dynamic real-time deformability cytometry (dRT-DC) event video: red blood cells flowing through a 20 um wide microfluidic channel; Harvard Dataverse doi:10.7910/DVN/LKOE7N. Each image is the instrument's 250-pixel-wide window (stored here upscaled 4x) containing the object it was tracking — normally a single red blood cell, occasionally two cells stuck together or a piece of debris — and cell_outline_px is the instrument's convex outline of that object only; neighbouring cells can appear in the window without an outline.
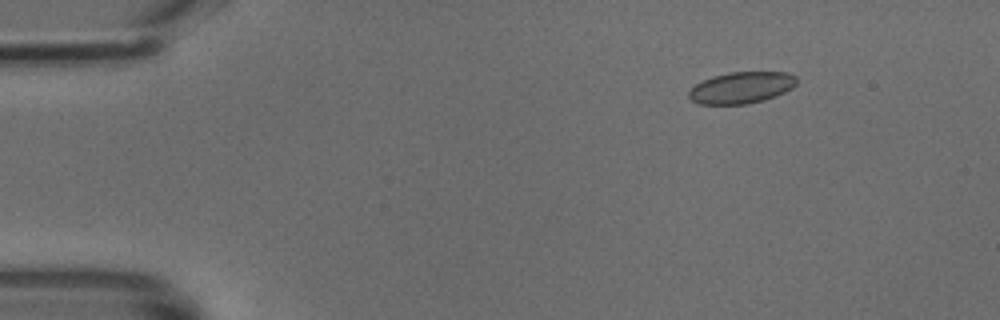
{"species": "common noctule bat (a hibernating species)", "species_latin": "Nyctalus noctula", "temperature_condition": "cold", "stored_images_in_passage": 41, "camera_frame_rate_fps": 3000, "um_per_image_px": 0.085, "animal": {"sex": "male", "body_mass_g": 18.8}, "frame": {"image": 1, "passage_image": 1, "time_ms": 0.0, "image_size_px": [1000, 320], "cell_outline_px": [[796, 84], [792, 88], [776, 96], [764, 100], [748, 104], [700, 104], [692, 100], [688, 96], [688, 92], [696, 84], [712, 76], [728, 72], [788, 72], [796, 76]], "centroid_in_image_um": [63.04, 7.45], "position_along_channel_um": 22.0, "area_um2": 19.83}}
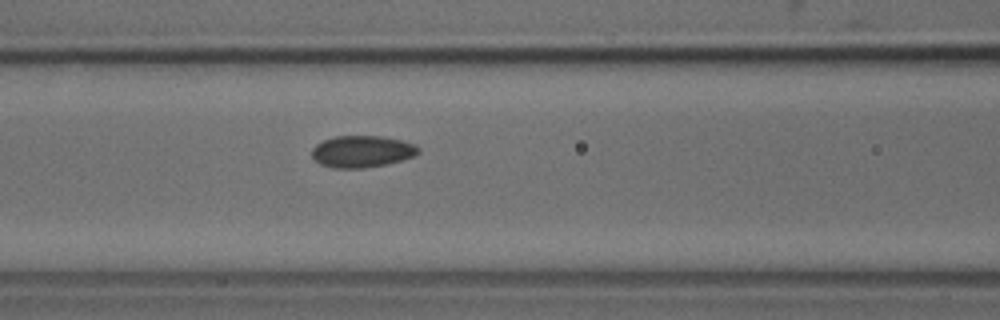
{"frame": {"image": 2, "passage_image": 15, "time_ms": 4.667, "image_size_px": [1000, 320], "cell_outline_px": [[420, 152], [416, 156], [388, 164], [364, 168], [332, 168], [320, 164], [312, 156], [312, 148], [316, 144], [324, 140], [336, 136], [380, 136], [400, 140], [416, 144], [420, 148]], "centroid_in_image_um": [30.8, 12.88], "position_along_channel_um": 135.8, "area_um2": 19.88}}
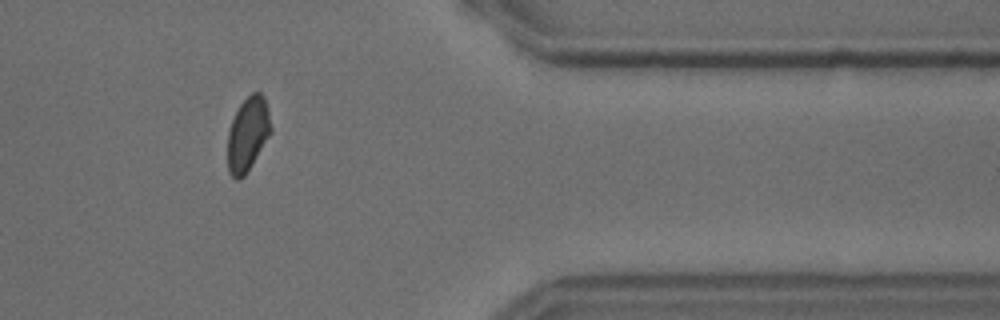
{"frame": {"image": 3, "passage_image": 35, "time_ms": 11.333, "image_size_px": [1000, 320], "cell_outline_px": [[272, 132], [252, 164], [244, 176], [240, 180], [236, 180], [228, 172], [228, 132], [232, 120], [240, 104], [252, 92], [260, 92], [264, 96], [268, 108], [272, 128]], "centroid_in_image_um": [21.07, 11.4], "position_along_channel_um": 390.3, "area_um2": 18.73}}